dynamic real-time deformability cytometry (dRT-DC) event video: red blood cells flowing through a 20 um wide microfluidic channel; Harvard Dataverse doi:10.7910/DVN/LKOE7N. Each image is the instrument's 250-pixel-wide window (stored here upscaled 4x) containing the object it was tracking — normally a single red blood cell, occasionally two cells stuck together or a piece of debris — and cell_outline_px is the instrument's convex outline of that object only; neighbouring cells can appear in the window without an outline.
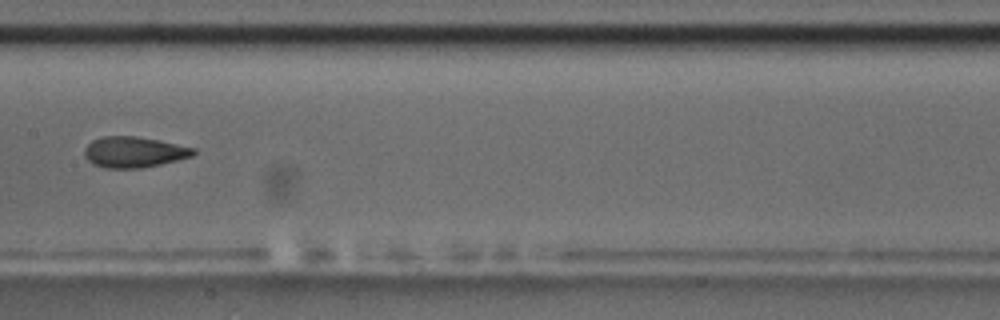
{"species": "common noctule bat (a hibernating species)", "species_latin": "Nyctalus noctula", "temperature_condition": "room temperature", "stored_images_in_passage": 10, "camera_frame_rate_fps": 3000, "um_per_image_px": 0.085, "animal": {"sex": "male", "body_mass_g": 17.5, "forearm_length_mm": 52.3}, "frame": {"image": 1, "passage_image": 7, "time_ms": 6.667, "image_size_px": [1000, 320], "cell_outline_px": [[196, 152], [192, 156], [160, 164], [140, 168], [104, 168], [92, 164], [84, 156], [84, 148], [92, 140], [104, 136], [136, 136], [160, 140], [196, 148]], "centroid_in_image_um": [11.37, 12.92], "position_along_channel_um": 196.0, "area_um2": 19.65}}